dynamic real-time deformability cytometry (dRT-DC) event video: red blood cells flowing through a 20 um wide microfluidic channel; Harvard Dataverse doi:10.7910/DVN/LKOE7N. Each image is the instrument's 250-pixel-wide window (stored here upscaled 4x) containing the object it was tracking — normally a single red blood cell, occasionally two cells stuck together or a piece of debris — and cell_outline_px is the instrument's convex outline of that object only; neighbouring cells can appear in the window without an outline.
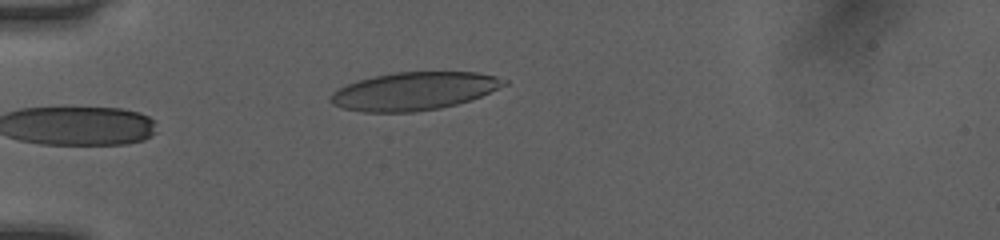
{"species": "human", "species_latin": "Homo sapiens", "temperature_condition": "room temperature", "stored_images_in_passage": 33, "camera_frame_rate_fps": 3000, "um_per_image_px": 0.085, "donor": {"sex": "female"}, "frame": {"image": 1, "passage_image": 1, "time_ms": 0.0, "image_size_px": [1000, 240], "cell_outline_px": [[508, 84], [472, 100], [440, 108], [412, 112], [364, 112], [344, 108], [332, 104], [328, 100], [332, 92], [336, 88], [360, 80], [376, 76], [396, 72], [476, 72], [496, 76], [508, 80]], "centroid_in_image_um": [35.21, 7.75], "position_along_channel_um": 49.8, "area_um2": 38.38}}
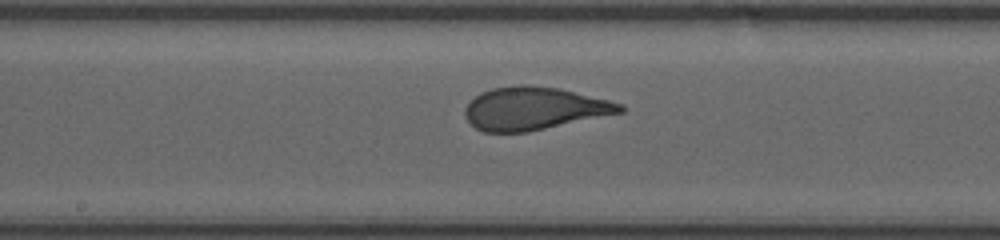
{"frame": {"image": 2, "passage_image": 14, "time_ms": 4.333, "image_size_px": [1000, 240], "cell_outline_px": [[624, 112], [528, 132], [484, 132], [476, 128], [464, 116], [464, 108], [480, 92], [492, 88], [516, 84], [528, 84], [560, 88], [624, 104]], "centroid_in_image_um": [45.39, 9.21], "position_along_channel_um": 202.8, "area_um2": 38.84}}
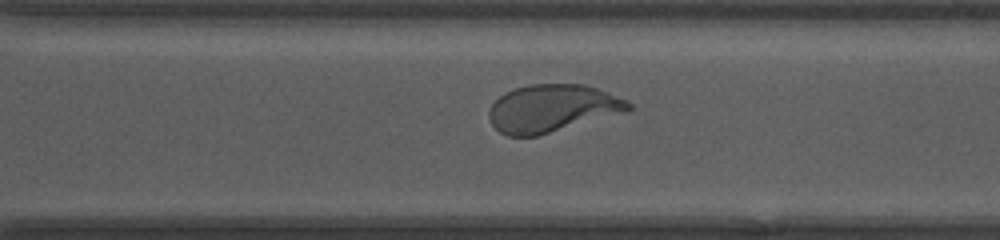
{"frame": {"image": 3, "passage_image": 23, "time_ms": 7.333, "image_size_px": [1000, 240], "cell_outline_px": [[632, 108], [536, 136], [508, 136], [500, 132], [492, 124], [488, 116], [488, 112], [492, 104], [500, 96], [516, 88], [532, 84], [584, 84], [608, 92], [628, 100], [632, 104]], "centroid_in_image_um": [46.88, 9.19], "position_along_channel_um": 323.7, "area_um2": 37.63}, "authors_computed_cell_mechanics": {"area_um2": 39.015, "velocity_mm_per_s": 4.058, "shape_relaxation_time_tau1_ms": 4.4663, "shape_relaxation_time_tau2_ms": null, "deformation_change_tau1": 0.1938, "deformation_change_tau2": null}}